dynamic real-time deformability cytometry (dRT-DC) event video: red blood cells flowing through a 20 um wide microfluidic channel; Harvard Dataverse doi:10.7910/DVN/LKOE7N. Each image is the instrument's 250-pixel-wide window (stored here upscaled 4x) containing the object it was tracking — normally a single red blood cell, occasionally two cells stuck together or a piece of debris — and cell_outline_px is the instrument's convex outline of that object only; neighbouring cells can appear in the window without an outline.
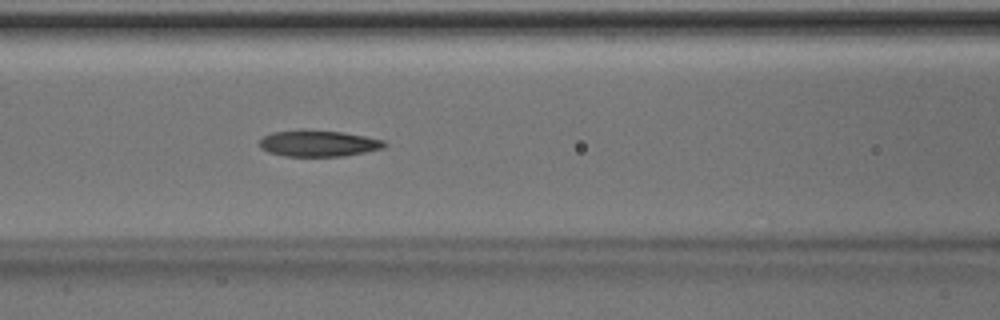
{"species": "Egyptian fruit bat (a non-hibernating species)", "species_latin": "Rousettus aegyptiacus", "temperature_condition": "room temperature", "stored_images_in_passage": 50, "camera_frame_rate_fps": 3000, "um_per_image_px": 0.085, "animal": {"sex": "male"}, "frame": {"image": 1, "passage_image": 21, "time_ms": 6.667, "image_size_px": [1000, 320], "cell_outline_px": [[388, 144], [384, 148], [344, 156], [284, 156], [268, 152], [260, 148], [260, 140], [264, 136], [272, 132], [304, 128], [344, 132], [384, 140]], "centroid_in_image_um": [27.05, 12.17], "position_along_channel_um": 139.5, "area_um2": 19.48}}
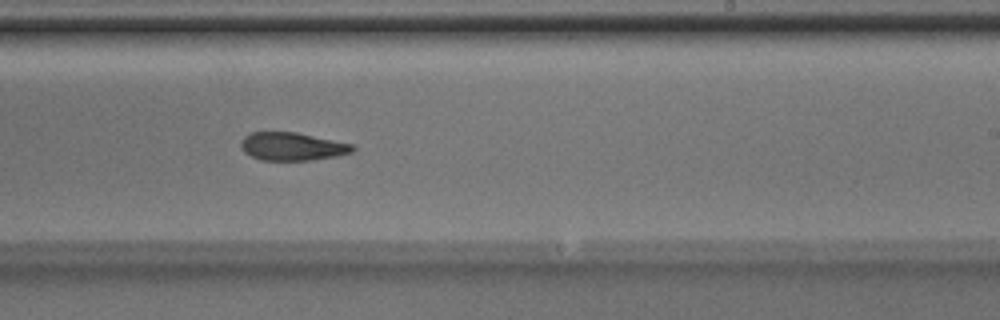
{"frame": {"image": 2, "passage_image": 30, "time_ms": 9.667, "image_size_px": [1000, 320], "cell_outline_px": [[356, 148], [352, 152], [336, 156], [312, 160], [260, 160], [244, 152], [240, 144], [244, 136], [252, 132], [296, 132], [352, 144]], "centroid_in_image_um": [24.83, 12.45], "position_along_channel_um": 264.2, "area_um2": 18.15}}
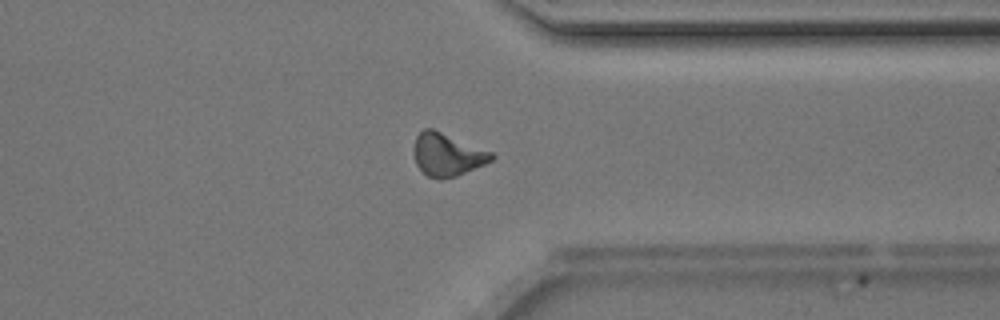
{"frame": {"image": 3, "passage_image": 38, "time_ms": 12.333, "image_size_px": [1000, 320], "cell_outline_px": [[496, 156], [492, 160], [484, 164], [456, 176], [440, 180], [428, 176], [416, 164], [412, 152], [412, 148], [416, 136], [424, 128], [432, 128], [492, 152]], "centroid_in_image_um": [37.98, 13.14], "position_along_channel_um": 373.4, "area_um2": 19.36}, "authors_computed_cell_mechanics": {"area_um2": 19.4208, "velocity_mm_per_s": 4.1779, "shape_relaxation_time_tau1_ms": 3.8823, "shape_relaxation_time_tau2_ms": 4.2423, "deformation_change_tau1": 0.1506, "deformation_change_tau2": 0.1244}}